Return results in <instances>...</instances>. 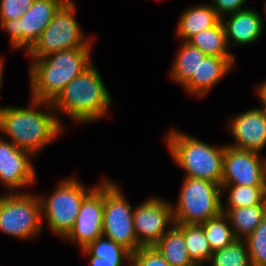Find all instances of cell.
Segmentation results:
<instances>
[{
    "instance_id": "1",
    "label": "cell",
    "mask_w": 266,
    "mask_h": 266,
    "mask_svg": "<svg viewBox=\"0 0 266 266\" xmlns=\"http://www.w3.org/2000/svg\"><path fill=\"white\" fill-rule=\"evenodd\" d=\"M29 102L27 107L0 105V135L37 158L47 145L55 142L66 130L51 102L32 98Z\"/></svg>"
},
{
    "instance_id": "2",
    "label": "cell",
    "mask_w": 266,
    "mask_h": 266,
    "mask_svg": "<svg viewBox=\"0 0 266 266\" xmlns=\"http://www.w3.org/2000/svg\"><path fill=\"white\" fill-rule=\"evenodd\" d=\"M112 102V96L97 67L92 64L83 73L73 78L51 104L63 125L62 115H66L76 124L100 121L109 114Z\"/></svg>"
},
{
    "instance_id": "3",
    "label": "cell",
    "mask_w": 266,
    "mask_h": 266,
    "mask_svg": "<svg viewBox=\"0 0 266 266\" xmlns=\"http://www.w3.org/2000/svg\"><path fill=\"white\" fill-rule=\"evenodd\" d=\"M93 48H73L30 58V98L52 102L64 87L94 62Z\"/></svg>"
},
{
    "instance_id": "4",
    "label": "cell",
    "mask_w": 266,
    "mask_h": 266,
    "mask_svg": "<svg viewBox=\"0 0 266 266\" xmlns=\"http://www.w3.org/2000/svg\"><path fill=\"white\" fill-rule=\"evenodd\" d=\"M165 135L166 147L172 161L184 172V177L203 179L221 186L225 145L207 144L178 128Z\"/></svg>"
},
{
    "instance_id": "5",
    "label": "cell",
    "mask_w": 266,
    "mask_h": 266,
    "mask_svg": "<svg viewBox=\"0 0 266 266\" xmlns=\"http://www.w3.org/2000/svg\"><path fill=\"white\" fill-rule=\"evenodd\" d=\"M76 3L66 0L56 11L39 38L26 51L28 58H42L73 48H93L94 37H88L76 19Z\"/></svg>"
},
{
    "instance_id": "6",
    "label": "cell",
    "mask_w": 266,
    "mask_h": 266,
    "mask_svg": "<svg viewBox=\"0 0 266 266\" xmlns=\"http://www.w3.org/2000/svg\"><path fill=\"white\" fill-rule=\"evenodd\" d=\"M87 187L74 177L59 181L50 195L38 194L42 222L56 237L63 239L72 229L84 198L99 184Z\"/></svg>"
},
{
    "instance_id": "7",
    "label": "cell",
    "mask_w": 266,
    "mask_h": 266,
    "mask_svg": "<svg viewBox=\"0 0 266 266\" xmlns=\"http://www.w3.org/2000/svg\"><path fill=\"white\" fill-rule=\"evenodd\" d=\"M222 200L219 184L184 177L177 202L172 204L174 224L201 225L222 212Z\"/></svg>"
},
{
    "instance_id": "8",
    "label": "cell",
    "mask_w": 266,
    "mask_h": 266,
    "mask_svg": "<svg viewBox=\"0 0 266 266\" xmlns=\"http://www.w3.org/2000/svg\"><path fill=\"white\" fill-rule=\"evenodd\" d=\"M41 203L32 192L0 194V231L20 240L37 238L43 230Z\"/></svg>"
},
{
    "instance_id": "9",
    "label": "cell",
    "mask_w": 266,
    "mask_h": 266,
    "mask_svg": "<svg viewBox=\"0 0 266 266\" xmlns=\"http://www.w3.org/2000/svg\"><path fill=\"white\" fill-rule=\"evenodd\" d=\"M110 178H104L103 237L122 245L130 253L142 247L134 230L133 209L124 192Z\"/></svg>"
},
{
    "instance_id": "10",
    "label": "cell",
    "mask_w": 266,
    "mask_h": 266,
    "mask_svg": "<svg viewBox=\"0 0 266 266\" xmlns=\"http://www.w3.org/2000/svg\"><path fill=\"white\" fill-rule=\"evenodd\" d=\"M65 1L35 0L20 19L0 22L1 29L9 36L10 48L26 53Z\"/></svg>"
},
{
    "instance_id": "11",
    "label": "cell",
    "mask_w": 266,
    "mask_h": 266,
    "mask_svg": "<svg viewBox=\"0 0 266 266\" xmlns=\"http://www.w3.org/2000/svg\"><path fill=\"white\" fill-rule=\"evenodd\" d=\"M134 230L142 247L154 246L174 225L171 202L149 196L133 209Z\"/></svg>"
},
{
    "instance_id": "12",
    "label": "cell",
    "mask_w": 266,
    "mask_h": 266,
    "mask_svg": "<svg viewBox=\"0 0 266 266\" xmlns=\"http://www.w3.org/2000/svg\"><path fill=\"white\" fill-rule=\"evenodd\" d=\"M104 177L84 198L78 216L70 232L63 238L77 244L79 250L103 236Z\"/></svg>"
},
{
    "instance_id": "13",
    "label": "cell",
    "mask_w": 266,
    "mask_h": 266,
    "mask_svg": "<svg viewBox=\"0 0 266 266\" xmlns=\"http://www.w3.org/2000/svg\"><path fill=\"white\" fill-rule=\"evenodd\" d=\"M225 145L221 185L266 186V157Z\"/></svg>"
},
{
    "instance_id": "14",
    "label": "cell",
    "mask_w": 266,
    "mask_h": 266,
    "mask_svg": "<svg viewBox=\"0 0 266 266\" xmlns=\"http://www.w3.org/2000/svg\"><path fill=\"white\" fill-rule=\"evenodd\" d=\"M33 159L35 156L31 152L14 146L0 136V183L6 186L7 193H21L22 188L24 190V187L31 188L36 184Z\"/></svg>"
},
{
    "instance_id": "15",
    "label": "cell",
    "mask_w": 266,
    "mask_h": 266,
    "mask_svg": "<svg viewBox=\"0 0 266 266\" xmlns=\"http://www.w3.org/2000/svg\"><path fill=\"white\" fill-rule=\"evenodd\" d=\"M227 131L234 138L226 145L262 154L266 147V111L262 107L248 109L228 118Z\"/></svg>"
},
{
    "instance_id": "16",
    "label": "cell",
    "mask_w": 266,
    "mask_h": 266,
    "mask_svg": "<svg viewBox=\"0 0 266 266\" xmlns=\"http://www.w3.org/2000/svg\"><path fill=\"white\" fill-rule=\"evenodd\" d=\"M236 57H217L207 55L199 64L196 74L182 86L186 92L204 98L233 69Z\"/></svg>"
},
{
    "instance_id": "17",
    "label": "cell",
    "mask_w": 266,
    "mask_h": 266,
    "mask_svg": "<svg viewBox=\"0 0 266 266\" xmlns=\"http://www.w3.org/2000/svg\"><path fill=\"white\" fill-rule=\"evenodd\" d=\"M261 16L257 10L250 7L224 16L221 21L225 28L229 48L251 45L259 41L264 31V22Z\"/></svg>"
},
{
    "instance_id": "18",
    "label": "cell",
    "mask_w": 266,
    "mask_h": 266,
    "mask_svg": "<svg viewBox=\"0 0 266 266\" xmlns=\"http://www.w3.org/2000/svg\"><path fill=\"white\" fill-rule=\"evenodd\" d=\"M221 21L215 9L208 4L193 5L180 14L175 29L179 41H188L199 32L216 26Z\"/></svg>"
},
{
    "instance_id": "19",
    "label": "cell",
    "mask_w": 266,
    "mask_h": 266,
    "mask_svg": "<svg viewBox=\"0 0 266 266\" xmlns=\"http://www.w3.org/2000/svg\"><path fill=\"white\" fill-rule=\"evenodd\" d=\"M154 247L170 266H196L186 248L183 224H174Z\"/></svg>"
},
{
    "instance_id": "20",
    "label": "cell",
    "mask_w": 266,
    "mask_h": 266,
    "mask_svg": "<svg viewBox=\"0 0 266 266\" xmlns=\"http://www.w3.org/2000/svg\"><path fill=\"white\" fill-rule=\"evenodd\" d=\"M236 239H245L266 217V203L242 208H221Z\"/></svg>"
},
{
    "instance_id": "21",
    "label": "cell",
    "mask_w": 266,
    "mask_h": 266,
    "mask_svg": "<svg viewBox=\"0 0 266 266\" xmlns=\"http://www.w3.org/2000/svg\"><path fill=\"white\" fill-rule=\"evenodd\" d=\"M206 56L200 49L187 41H181L170 67L169 77L182 87L192 74H196L200 62Z\"/></svg>"
},
{
    "instance_id": "22",
    "label": "cell",
    "mask_w": 266,
    "mask_h": 266,
    "mask_svg": "<svg viewBox=\"0 0 266 266\" xmlns=\"http://www.w3.org/2000/svg\"><path fill=\"white\" fill-rule=\"evenodd\" d=\"M187 42L209 56L235 57L227 44L225 28L222 21L216 26L192 36Z\"/></svg>"
},
{
    "instance_id": "23",
    "label": "cell",
    "mask_w": 266,
    "mask_h": 266,
    "mask_svg": "<svg viewBox=\"0 0 266 266\" xmlns=\"http://www.w3.org/2000/svg\"><path fill=\"white\" fill-rule=\"evenodd\" d=\"M228 191V196L223 191ZM221 208L251 207L266 203V186L221 185Z\"/></svg>"
},
{
    "instance_id": "24",
    "label": "cell",
    "mask_w": 266,
    "mask_h": 266,
    "mask_svg": "<svg viewBox=\"0 0 266 266\" xmlns=\"http://www.w3.org/2000/svg\"><path fill=\"white\" fill-rule=\"evenodd\" d=\"M183 234L191 261L195 265H207L213 252L209 242L204 237L203 227L183 224Z\"/></svg>"
},
{
    "instance_id": "25",
    "label": "cell",
    "mask_w": 266,
    "mask_h": 266,
    "mask_svg": "<svg viewBox=\"0 0 266 266\" xmlns=\"http://www.w3.org/2000/svg\"><path fill=\"white\" fill-rule=\"evenodd\" d=\"M201 226L212 252L221 250L236 240L229 220L223 212L214 218H210Z\"/></svg>"
},
{
    "instance_id": "26",
    "label": "cell",
    "mask_w": 266,
    "mask_h": 266,
    "mask_svg": "<svg viewBox=\"0 0 266 266\" xmlns=\"http://www.w3.org/2000/svg\"><path fill=\"white\" fill-rule=\"evenodd\" d=\"M206 266H252L244 239H236L223 249L213 252Z\"/></svg>"
},
{
    "instance_id": "27",
    "label": "cell",
    "mask_w": 266,
    "mask_h": 266,
    "mask_svg": "<svg viewBox=\"0 0 266 266\" xmlns=\"http://www.w3.org/2000/svg\"><path fill=\"white\" fill-rule=\"evenodd\" d=\"M86 249L95 257L108 261H130L131 253L122 245L105 237L91 242Z\"/></svg>"
},
{
    "instance_id": "28",
    "label": "cell",
    "mask_w": 266,
    "mask_h": 266,
    "mask_svg": "<svg viewBox=\"0 0 266 266\" xmlns=\"http://www.w3.org/2000/svg\"><path fill=\"white\" fill-rule=\"evenodd\" d=\"M244 241L252 266H266V217Z\"/></svg>"
},
{
    "instance_id": "29",
    "label": "cell",
    "mask_w": 266,
    "mask_h": 266,
    "mask_svg": "<svg viewBox=\"0 0 266 266\" xmlns=\"http://www.w3.org/2000/svg\"><path fill=\"white\" fill-rule=\"evenodd\" d=\"M130 266H170L154 247H140L131 253Z\"/></svg>"
},
{
    "instance_id": "30",
    "label": "cell",
    "mask_w": 266,
    "mask_h": 266,
    "mask_svg": "<svg viewBox=\"0 0 266 266\" xmlns=\"http://www.w3.org/2000/svg\"><path fill=\"white\" fill-rule=\"evenodd\" d=\"M35 0H0V22L20 19Z\"/></svg>"
},
{
    "instance_id": "31",
    "label": "cell",
    "mask_w": 266,
    "mask_h": 266,
    "mask_svg": "<svg viewBox=\"0 0 266 266\" xmlns=\"http://www.w3.org/2000/svg\"><path fill=\"white\" fill-rule=\"evenodd\" d=\"M211 6L215 9L218 16L222 19L224 16L233 14L240 10L246 9L245 3L248 0H211Z\"/></svg>"
},
{
    "instance_id": "32",
    "label": "cell",
    "mask_w": 266,
    "mask_h": 266,
    "mask_svg": "<svg viewBox=\"0 0 266 266\" xmlns=\"http://www.w3.org/2000/svg\"><path fill=\"white\" fill-rule=\"evenodd\" d=\"M86 257L89 256L90 266H130V261H108L106 259L93 256L86 248L80 250Z\"/></svg>"
},
{
    "instance_id": "33",
    "label": "cell",
    "mask_w": 266,
    "mask_h": 266,
    "mask_svg": "<svg viewBox=\"0 0 266 266\" xmlns=\"http://www.w3.org/2000/svg\"><path fill=\"white\" fill-rule=\"evenodd\" d=\"M255 94L262 104L261 107L266 111V80L255 87Z\"/></svg>"
},
{
    "instance_id": "34",
    "label": "cell",
    "mask_w": 266,
    "mask_h": 266,
    "mask_svg": "<svg viewBox=\"0 0 266 266\" xmlns=\"http://www.w3.org/2000/svg\"><path fill=\"white\" fill-rule=\"evenodd\" d=\"M5 60L3 57H0V89L2 88L3 85V72L5 71Z\"/></svg>"
},
{
    "instance_id": "35",
    "label": "cell",
    "mask_w": 266,
    "mask_h": 266,
    "mask_svg": "<svg viewBox=\"0 0 266 266\" xmlns=\"http://www.w3.org/2000/svg\"><path fill=\"white\" fill-rule=\"evenodd\" d=\"M264 14L266 15V1L264 2Z\"/></svg>"
}]
</instances>
